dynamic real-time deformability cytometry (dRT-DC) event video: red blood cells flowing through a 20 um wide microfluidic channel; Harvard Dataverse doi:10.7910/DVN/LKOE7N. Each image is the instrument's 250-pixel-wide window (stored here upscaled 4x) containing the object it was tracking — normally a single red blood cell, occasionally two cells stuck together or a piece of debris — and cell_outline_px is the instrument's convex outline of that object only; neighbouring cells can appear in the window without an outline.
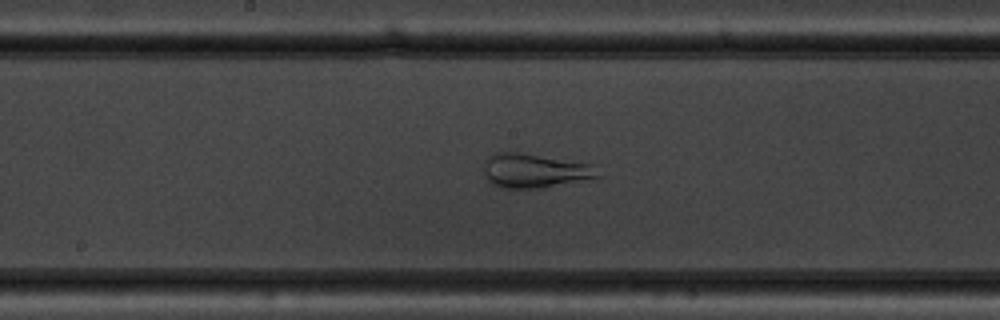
{"species": "common noctule bat (a hibernating species)", "species_latin": "Nyctalus noctula", "temperature_condition": "warm", "stored_images_in_passage": 54, "camera_frame_rate_fps": 3000, "um_per_image_px": 0.085, "animal": {"sex": "male", "body_mass_g": 19.5, "forearm_length_mm": 54.6}, "frame": {"image": 1, "passage_image": 28, "time_ms": 9.0, "image_size_px": [1000, 320], "cell_outline_px": [[600, 180], [544, 188], [500, 188], [492, 184], [488, 180], [484, 172], [484, 160], [492, 152], [520, 152], [592, 164], [600, 176]], "centroid_in_image_um": [45.51, 14.53], "position_along_channel_um": 202.7, "area_um2": 23.52}}
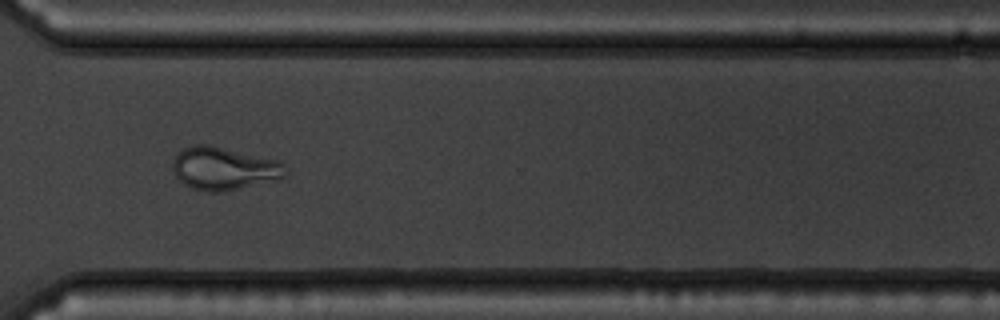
{"frame": {"image": 2, "passage_image": 40, "time_ms": 13.0, "image_size_px": [1000, 320], "cell_outline_px": [[288, 172], [280, 180], [224, 192], [208, 192], [192, 188], [184, 184], [172, 172], [172, 164], [176, 156], [184, 148], [196, 144], [212, 144], [276, 160], [284, 164]], "centroid_in_image_um": [19.06, 14.33], "position_along_channel_um": 351.5, "area_um2": 28.55}}
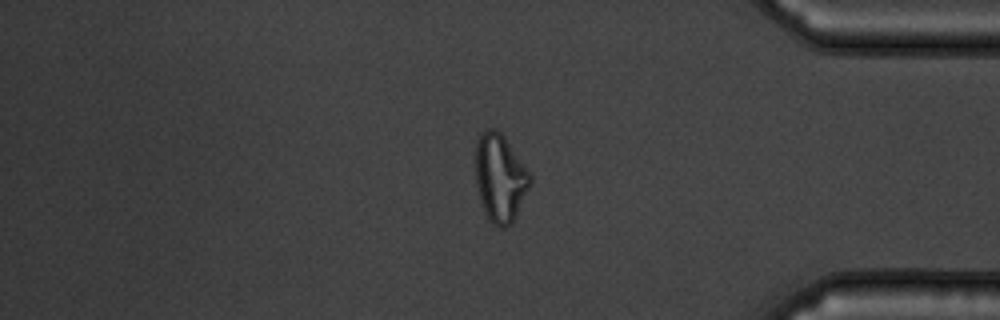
{"frame": {"image": 3, "passage_image": 45, "time_ms": 14.667, "image_size_px": [1000, 320], "cell_outline_px": [[532, 180], [516, 216], [512, 224], [504, 228], [500, 228], [484, 212], [480, 200], [476, 184], [476, 140], [488, 128], [496, 128], [504, 136], [532, 176]], "centroid_in_image_um": [42.51, 15.11], "position_along_channel_um": 392.7, "area_um2": 27.63}}